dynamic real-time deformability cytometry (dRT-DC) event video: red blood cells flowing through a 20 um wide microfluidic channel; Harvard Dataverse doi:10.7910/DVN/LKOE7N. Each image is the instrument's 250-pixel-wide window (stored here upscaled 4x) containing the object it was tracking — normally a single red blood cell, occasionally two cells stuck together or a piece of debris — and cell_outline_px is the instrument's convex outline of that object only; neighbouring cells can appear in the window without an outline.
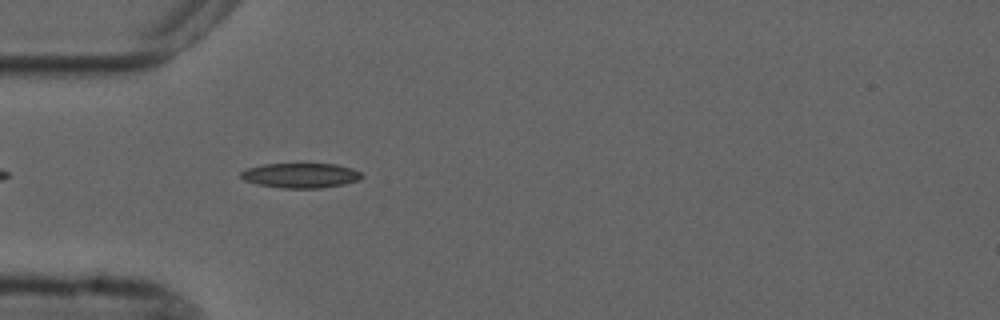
{"species": "common noctule bat (a hibernating species)", "species_latin": "Nyctalus noctula", "temperature_condition": "cold", "stored_images_in_passage": 4, "camera_frame_rate_fps": 3000, "um_per_image_px": 0.085, "animal": {"sex": "male", "forearm_length_mm": 52.5}, "frame": {"image": 1, "passage_image": 4, "time_ms": 3.667, "image_size_px": [1000, 320], "cell_outline_px": [[364, 176], [360, 180], [344, 184], [320, 188], [280, 188], [256, 184], [244, 180], [240, 176], [240, 172], [248, 168], [264, 164], [336, 164], [352, 168], [360, 172]], "centroid_in_image_um": [25.57, 14.92], "position_along_channel_um": 59.4, "area_um2": 17.57}}